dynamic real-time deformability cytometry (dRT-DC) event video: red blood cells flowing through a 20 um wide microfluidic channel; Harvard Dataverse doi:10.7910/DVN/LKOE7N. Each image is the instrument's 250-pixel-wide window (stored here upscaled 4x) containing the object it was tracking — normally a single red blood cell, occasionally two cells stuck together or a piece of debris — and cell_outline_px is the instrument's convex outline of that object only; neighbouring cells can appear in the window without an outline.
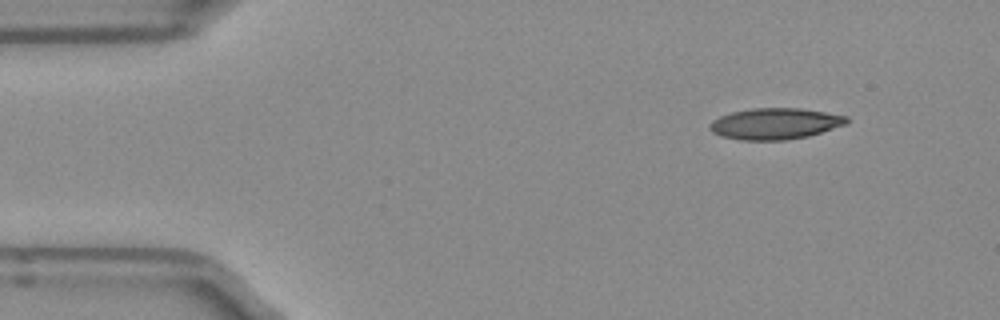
{"species": "Egyptian fruit bat (a non-hibernating species)", "species_latin": "Rousettus aegyptiacus", "temperature_condition": "room temperature", "stored_images_in_passage": 3, "camera_frame_rate_fps": 3000, "um_per_image_px": 0.085, "frame": {"image": 1, "passage_image": 1, "time_ms": 0.0, "image_size_px": [1000, 320], "cell_outline_px": [[848, 124], [808, 136], [788, 140], [740, 140], [720, 136], [712, 132], [708, 128], [708, 124], [712, 120], [720, 116], [732, 112], [752, 108], [800, 108], [848, 116]], "centroid_in_image_um": [65.86, 10.52], "position_along_channel_um": 19.1, "area_um2": 25.09}}